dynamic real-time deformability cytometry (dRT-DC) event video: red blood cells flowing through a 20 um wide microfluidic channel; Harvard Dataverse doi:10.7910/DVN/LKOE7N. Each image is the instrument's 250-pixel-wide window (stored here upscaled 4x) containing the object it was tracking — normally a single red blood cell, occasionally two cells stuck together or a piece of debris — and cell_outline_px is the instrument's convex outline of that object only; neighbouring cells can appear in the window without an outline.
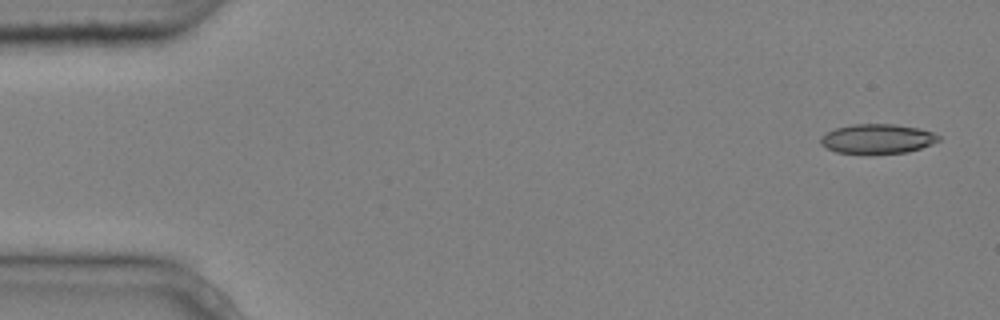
{"species": "common noctule bat (a hibernating species)", "species_latin": "Nyctalus noctula", "temperature_condition": "cold", "stored_images_in_passage": 4, "camera_frame_rate_fps": 3000, "um_per_image_px": 0.085, "animal": {"sex": "male", "body_mass_g": 20.4}, "frame": {"image": 1, "passage_image": 1, "time_ms": 0.0, "image_size_px": [1000, 320], "cell_outline_px": [[940, 140], [932, 144], [908, 152], [836, 152], [820, 144], [820, 136], [824, 132], [836, 128], [852, 124], [892, 124], [920, 128], [932, 132], [940, 136]], "centroid_in_image_um": [74.57, 11.77], "position_along_channel_um": 10.4, "area_um2": 20.0}}